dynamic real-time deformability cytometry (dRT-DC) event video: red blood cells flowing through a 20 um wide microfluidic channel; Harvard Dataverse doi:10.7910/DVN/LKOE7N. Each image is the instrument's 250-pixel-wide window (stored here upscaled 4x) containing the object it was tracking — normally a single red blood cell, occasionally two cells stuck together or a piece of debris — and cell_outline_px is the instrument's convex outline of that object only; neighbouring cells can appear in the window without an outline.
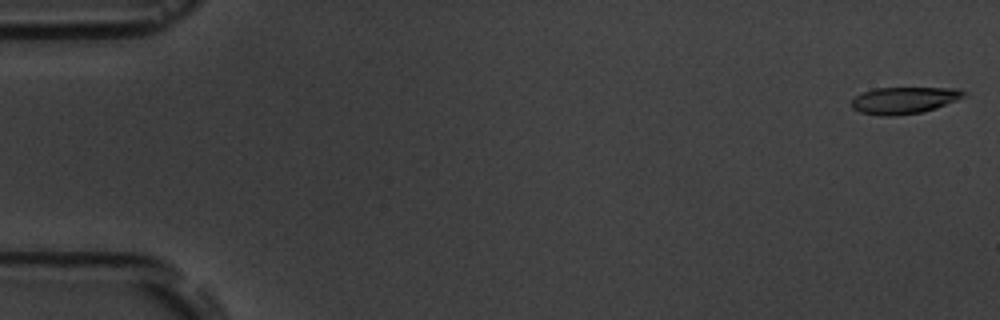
{"species": "common noctule bat (a hibernating species)", "species_latin": "Nyctalus noctula", "temperature_condition": "room temperature", "stored_images_in_passage": 5, "camera_frame_rate_fps": 3000, "um_per_image_px": 0.085, "animal": {"sex": "male", "body_mass_g": 19.5, "forearm_length_mm": 54.6}, "frame": {"image": 1, "passage_image": 1, "time_ms": 0.0, "image_size_px": [1000, 320], "cell_outline_px": [[968, 92], [964, 96], [956, 100], [936, 108], [920, 112], [896, 116], [880, 116], [860, 112], [852, 108], [852, 100], [856, 96], [864, 92], [876, 88], [960, 88]], "centroid_in_image_um": [76.86, 8.52], "position_along_channel_um": 8.1, "area_um2": 17.46}}
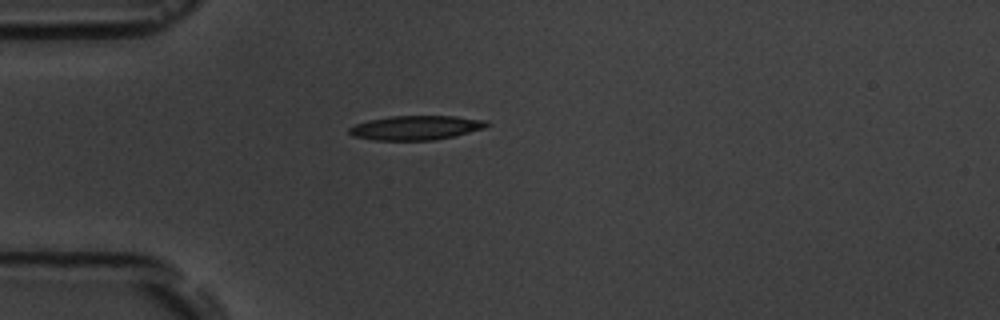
{"frame": {"image": 2, "passage_image": 5, "time_ms": 4.667, "image_size_px": [1000, 320], "cell_outline_px": [[492, 124], [484, 128], [452, 136], [432, 140], [376, 140], [352, 136], [348, 132], [348, 128], [356, 124], [368, 120], [392, 116], [456, 116], [488, 120]], "centroid_in_image_um": [35.36, 10.85], "position_along_channel_um": 49.6, "area_um2": 19.42}}